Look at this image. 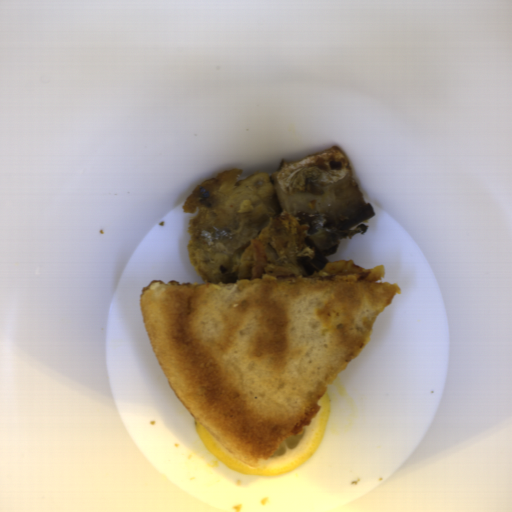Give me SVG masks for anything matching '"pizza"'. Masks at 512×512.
Wrapping results in <instances>:
<instances>
[{"instance_id": "obj_1", "label": "pizza", "mask_w": 512, "mask_h": 512, "mask_svg": "<svg viewBox=\"0 0 512 512\" xmlns=\"http://www.w3.org/2000/svg\"><path fill=\"white\" fill-rule=\"evenodd\" d=\"M357 275L154 280L139 306L155 359L178 399L232 455L261 466L309 424L401 295Z\"/></svg>"}]
</instances>
